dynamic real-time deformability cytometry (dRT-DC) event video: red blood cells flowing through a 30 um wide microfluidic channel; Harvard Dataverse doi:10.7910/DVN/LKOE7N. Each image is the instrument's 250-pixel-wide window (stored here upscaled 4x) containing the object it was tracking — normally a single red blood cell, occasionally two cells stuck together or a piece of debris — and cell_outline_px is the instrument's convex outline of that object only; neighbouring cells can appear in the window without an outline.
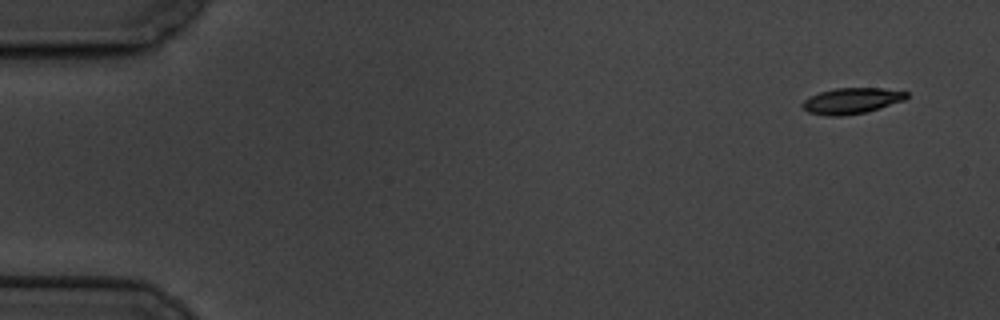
{"species": "common noctule bat (a hibernating species)", "species_latin": "Nyctalus noctula", "temperature_condition": "cold", "stored_images_in_passage": 4, "camera_frame_rate_fps": 3000, "um_per_image_px": 0.085, "animal": {"sex": "male", "body_mass_g": 19.5, "forearm_length_mm": 54.6}, "frame": {"image": 1, "passage_image": 1, "time_ms": 0.0, "image_size_px": [1000, 320], "cell_outline_px": [[908, 96], [904, 100], [880, 108], [864, 112], [840, 116], [828, 116], [808, 112], [800, 104], [804, 100], [820, 92], [836, 88], [884, 88], [908, 92]], "centroid_in_image_um": [72.39, 8.56], "position_along_channel_um": 12.6, "area_um2": 15.55}}